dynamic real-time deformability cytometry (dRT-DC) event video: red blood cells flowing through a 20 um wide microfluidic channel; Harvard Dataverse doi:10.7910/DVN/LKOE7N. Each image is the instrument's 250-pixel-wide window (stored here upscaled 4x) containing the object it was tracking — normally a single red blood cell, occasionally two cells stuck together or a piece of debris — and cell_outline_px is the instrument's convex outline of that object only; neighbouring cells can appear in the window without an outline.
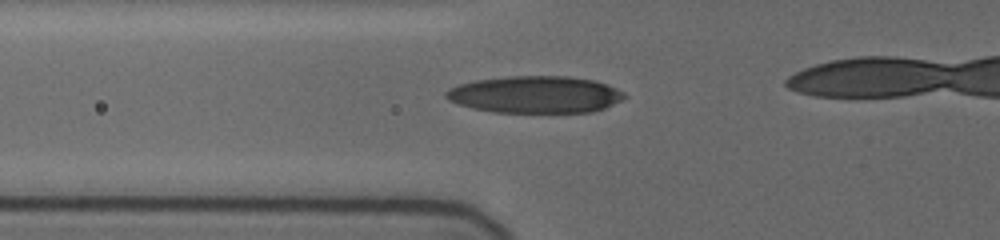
{"species": "human", "species_latin": "Homo sapiens", "temperature_condition": "cold", "stored_images_in_passage": 22, "camera_frame_rate_fps": 3000, "um_per_image_px": 0.085, "donor": {"sex": "female"}, "frame": {"image": 1, "passage_image": 2, "time_ms": 0.333, "image_size_px": [1000, 240], "cell_outline_px": [[628, 96], [604, 108], [592, 112], [492, 112], [460, 104], [448, 100], [444, 96], [444, 92], [448, 88], [460, 84], [476, 80], [508, 76], [572, 76], [596, 80], [608, 84], [624, 92]], "centroid_in_image_um": [45.52, 8.02], "position_along_channel_um": 80.3, "area_um2": 38.55}}
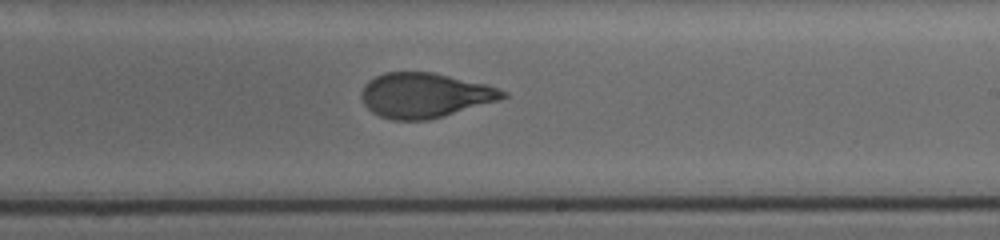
{"frame": {"image": 2, "passage_image": 13, "time_ms": 5.0, "image_size_px": [1000, 240], "cell_outline_px": [[508, 96], [500, 100], [444, 116], [428, 120], [392, 120], [380, 116], [372, 112], [364, 104], [360, 96], [360, 92], [364, 84], [368, 80], [384, 72], [432, 72], [484, 84], [508, 92]], "centroid_in_image_um": [36.07, 8.1], "position_along_channel_um": 252.9, "area_um2": 36.93}}
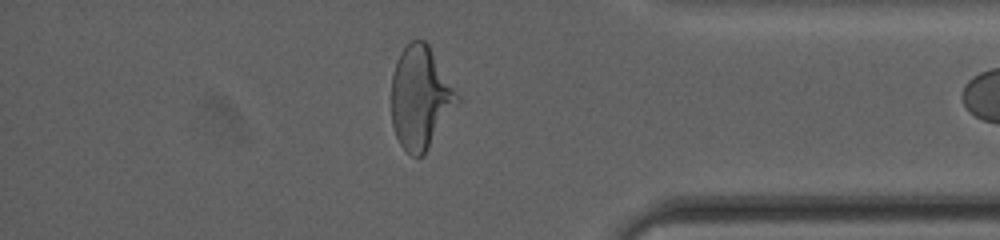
{"frame": {"image": 3, "passage_image": 21, "time_ms": 9.333, "image_size_px": [1000, 240], "cell_outline_px": [[464, 100], [424, 156], [412, 156], [400, 144], [396, 136], [392, 124], [392, 72], [396, 60], [400, 52], [412, 40], [424, 40], [428, 44]], "centroid_in_image_um": [35.81, 8.33], "position_along_channel_um": 399.4, "area_um2": 40.4}}